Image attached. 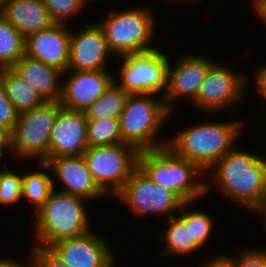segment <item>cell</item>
Here are the masks:
<instances>
[{"instance_id": "6da1fadb", "label": "cell", "mask_w": 266, "mask_h": 267, "mask_svg": "<svg viewBox=\"0 0 266 267\" xmlns=\"http://www.w3.org/2000/svg\"><path fill=\"white\" fill-rule=\"evenodd\" d=\"M212 170V171H211ZM207 172L221 195L254 212L266 193V169L263 156L235 146Z\"/></svg>"}, {"instance_id": "7a4b0ae2", "label": "cell", "mask_w": 266, "mask_h": 267, "mask_svg": "<svg viewBox=\"0 0 266 267\" xmlns=\"http://www.w3.org/2000/svg\"><path fill=\"white\" fill-rule=\"evenodd\" d=\"M137 166L152 182L171 190L184 203L203 199L212 187L201 180L205 172L196 163L178 156L167 146L140 151Z\"/></svg>"}, {"instance_id": "3957f363", "label": "cell", "mask_w": 266, "mask_h": 267, "mask_svg": "<svg viewBox=\"0 0 266 267\" xmlns=\"http://www.w3.org/2000/svg\"><path fill=\"white\" fill-rule=\"evenodd\" d=\"M242 124L238 119L230 122H199L169 137L166 146L207 173L234 147L242 135Z\"/></svg>"}, {"instance_id": "277c9868", "label": "cell", "mask_w": 266, "mask_h": 267, "mask_svg": "<svg viewBox=\"0 0 266 267\" xmlns=\"http://www.w3.org/2000/svg\"><path fill=\"white\" fill-rule=\"evenodd\" d=\"M85 198L52 191L49 199L34 214L35 243L32 246L49 247L55 242L71 239L89 232L91 221Z\"/></svg>"}, {"instance_id": "5b68a950", "label": "cell", "mask_w": 266, "mask_h": 267, "mask_svg": "<svg viewBox=\"0 0 266 267\" xmlns=\"http://www.w3.org/2000/svg\"><path fill=\"white\" fill-rule=\"evenodd\" d=\"M155 94H130L119 116L122 142L138 152L155 150L167 145L168 138L159 140L163 124L172 114L163 97Z\"/></svg>"}, {"instance_id": "8992f818", "label": "cell", "mask_w": 266, "mask_h": 267, "mask_svg": "<svg viewBox=\"0 0 266 267\" xmlns=\"http://www.w3.org/2000/svg\"><path fill=\"white\" fill-rule=\"evenodd\" d=\"M153 11L148 5L121 11L111 10L98 21L114 57L158 48L153 44L156 33V15Z\"/></svg>"}, {"instance_id": "52a82bcc", "label": "cell", "mask_w": 266, "mask_h": 267, "mask_svg": "<svg viewBox=\"0 0 266 267\" xmlns=\"http://www.w3.org/2000/svg\"><path fill=\"white\" fill-rule=\"evenodd\" d=\"M60 102H45L31 111L20 113L11 131V156L15 160L37 159L39 163L49 159L50 134L59 110Z\"/></svg>"}, {"instance_id": "ba28073f", "label": "cell", "mask_w": 266, "mask_h": 267, "mask_svg": "<svg viewBox=\"0 0 266 267\" xmlns=\"http://www.w3.org/2000/svg\"><path fill=\"white\" fill-rule=\"evenodd\" d=\"M121 59L119 79L114 82L129 94H155L164 97L168 86L170 57L155 48L149 51L129 53ZM121 80V81H120Z\"/></svg>"}, {"instance_id": "9c48e42d", "label": "cell", "mask_w": 266, "mask_h": 267, "mask_svg": "<svg viewBox=\"0 0 266 267\" xmlns=\"http://www.w3.org/2000/svg\"><path fill=\"white\" fill-rule=\"evenodd\" d=\"M138 153L133 146L121 143L88 147L83 157L98 187L115 197L137 167Z\"/></svg>"}, {"instance_id": "30bf717a", "label": "cell", "mask_w": 266, "mask_h": 267, "mask_svg": "<svg viewBox=\"0 0 266 267\" xmlns=\"http://www.w3.org/2000/svg\"><path fill=\"white\" fill-rule=\"evenodd\" d=\"M132 211L134 217L176 216L184 202L171 190L152 182L137 166L122 190L114 197Z\"/></svg>"}, {"instance_id": "8fae6325", "label": "cell", "mask_w": 266, "mask_h": 267, "mask_svg": "<svg viewBox=\"0 0 266 267\" xmlns=\"http://www.w3.org/2000/svg\"><path fill=\"white\" fill-rule=\"evenodd\" d=\"M246 74L237 73L225 64L215 61L210 66L196 99L191 104L208 115L213 113L215 115L216 112L220 113L226 107L235 105L236 101L239 102L244 98V92L251 87L252 81Z\"/></svg>"}, {"instance_id": "7c38bea8", "label": "cell", "mask_w": 266, "mask_h": 267, "mask_svg": "<svg viewBox=\"0 0 266 267\" xmlns=\"http://www.w3.org/2000/svg\"><path fill=\"white\" fill-rule=\"evenodd\" d=\"M215 62L204 55L181 54L168 68V86L164 101L168 110L173 114L174 102L185 98L193 102L200 90L210 66ZM176 100V101H175Z\"/></svg>"}, {"instance_id": "4fadbf2b", "label": "cell", "mask_w": 266, "mask_h": 267, "mask_svg": "<svg viewBox=\"0 0 266 267\" xmlns=\"http://www.w3.org/2000/svg\"><path fill=\"white\" fill-rule=\"evenodd\" d=\"M108 241L91 230L81 236L51 244L48 248L68 267H115Z\"/></svg>"}, {"instance_id": "5bb4252c", "label": "cell", "mask_w": 266, "mask_h": 267, "mask_svg": "<svg viewBox=\"0 0 266 267\" xmlns=\"http://www.w3.org/2000/svg\"><path fill=\"white\" fill-rule=\"evenodd\" d=\"M79 32L71 30L69 66L67 70H109L110 51L104 32L98 23H91ZM108 62V63H107Z\"/></svg>"}, {"instance_id": "9a60e30c", "label": "cell", "mask_w": 266, "mask_h": 267, "mask_svg": "<svg viewBox=\"0 0 266 267\" xmlns=\"http://www.w3.org/2000/svg\"><path fill=\"white\" fill-rule=\"evenodd\" d=\"M65 76V80L62 79L64 82L60 104L65 109L81 112L100 97L114 81V74L109 70H67L63 74V77Z\"/></svg>"}, {"instance_id": "2e32d148", "label": "cell", "mask_w": 266, "mask_h": 267, "mask_svg": "<svg viewBox=\"0 0 266 267\" xmlns=\"http://www.w3.org/2000/svg\"><path fill=\"white\" fill-rule=\"evenodd\" d=\"M88 147L87 118L84 112L62 107L50 134L49 158L83 155Z\"/></svg>"}, {"instance_id": "e0dca14e", "label": "cell", "mask_w": 266, "mask_h": 267, "mask_svg": "<svg viewBox=\"0 0 266 267\" xmlns=\"http://www.w3.org/2000/svg\"><path fill=\"white\" fill-rule=\"evenodd\" d=\"M45 163L63 186L57 191L88 201L107 196L94 181L83 155L49 158Z\"/></svg>"}, {"instance_id": "ac0fdd59", "label": "cell", "mask_w": 266, "mask_h": 267, "mask_svg": "<svg viewBox=\"0 0 266 267\" xmlns=\"http://www.w3.org/2000/svg\"><path fill=\"white\" fill-rule=\"evenodd\" d=\"M71 28L54 24L25 38V55L65 73L69 66Z\"/></svg>"}, {"instance_id": "d6986e66", "label": "cell", "mask_w": 266, "mask_h": 267, "mask_svg": "<svg viewBox=\"0 0 266 267\" xmlns=\"http://www.w3.org/2000/svg\"><path fill=\"white\" fill-rule=\"evenodd\" d=\"M46 102H60L63 72L26 55L12 67ZM61 83V84H60Z\"/></svg>"}, {"instance_id": "ffe728a7", "label": "cell", "mask_w": 266, "mask_h": 267, "mask_svg": "<svg viewBox=\"0 0 266 267\" xmlns=\"http://www.w3.org/2000/svg\"><path fill=\"white\" fill-rule=\"evenodd\" d=\"M0 14L24 38L55 24L42 0H10Z\"/></svg>"}, {"instance_id": "44dd1931", "label": "cell", "mask_w": 266, "mask_h": 267, "mask_svg": "<svg viewBox=\"0 0 266 267\" xmlns=\"http://www.w3.org/2000/svg\"><path fill=\"white\" fill-rule=\"evenodd\" d=\"M7 97L17 112L23 113L40 107L46 101L40 94L11 68L0 69Z\"/></svg>"}, {"instance_id": "7402d4cb", "label": "cell", "mask_w": 266, "mask_h": 267, "mask_svg": "<svg viewBox=\"0 0 266 267\" xmlns=\"http://www.w3.org/2000/svg\"><path fill=\"white\" fill-rule=\"evenodd\" d=\"M40 170L22 174V200H27L37 211L49 199L56 182L53 180L50 167L45 163H38ZM48 173V174H47Z\"/></svg>"}, {"instance_id": "603a6c76", "label": "cell", "mask_w": 266, "mask_h": 267, "mask_svg": "<svg viewBox=\"0 0 266 267\" xmlns=\"http://www.w3.org/2000/svg\"><path fill=\"white\" fill-rule=\"evenodd\" d=\"M169 225H167L166 231L157 236L160 241L165 244L162 254L167 257H185L191 252L199 251L202 248L195 242L191 240V234L189 233V225H185L177 216L170 217L168 220ZM162 238V239H161Z\"/></svg>"}, {"instance_id": "cb8c5ba5", "label": "cell", "mask_w": 266, "mask_h": 267, "mask_svg": "<svg viewBox=\"0 0 266 267\" xmlns=\"http://www.w3.org/2000/svg\"><path fill=\"white\" fill-rule=\"evenodd\" d=\"M130 94L114 81L106 91L84 110L87 120L119 118Z\"/></svg>"}, {"instance_id": "d4e9b609", "label": "cell", "mask_w": 266, "mask_h": 267, "mask_svg": "<svg viewBox=\"0 0 266 267\" xmlns=\"http://www.w3.org/2000/svg\"><path fill=\"white\" fill-rule=\"evenodd\" d=\"M193 204V202H185L181 206L177 217L185 225H189L191 240H195V242L202 248L208 244V240H210L209 237L212 236L211 233L214 231L216 223L212 216L209 215V212L202 209L196 210L194 207L193 209H189Z\"/></svg>"}, {"instance_id": "484cf974", "label": "cell", "mask_w": 266, "mask_h": 267, "mask_svg": "<svg viewBox=\"0 0 266 267\" xmlns=\"http://www.w3.org/2000/svg\"><path fill=\"white\" fill-rule=\"evenodd\" d=\"M25 55V38L0 14V69L11 68Z\"/></svg>"}, {"instance_id": "4316f807", "label": "cell", "mask_w": 266, "mask_h": 267, "mask_svg": "<svg viewBox=\"0 0 266 267\" xmlns=\"http://www.w3.org/2000/svg\"><path fill=\"white\" fill-rule=\"evenodd\" d=\"M87 130L89 147L123 143L118 118L87 120Z\"/></svg>"}, {"instance_id": "83f0119b", "label": "cell", "mask_w": 266, "mask_h": 267, "mask_svg": "<svg viewBox=\"0 0 266 267\" xmlns=\"http://www.w3.org/2000/svg\"><path fill=\"white\" fill-rule=\"evenodd\" d=\"M8 167V164H3L0 168V204L12 206L22 202V174Z\"/></svg>"}, {"instance_id": "f1b7e54d", "label": "cell", "mask_w": 266, "mask_h": 267, "mask_svg": "<svg viewBox=\"0 0 266 267\" xmlns=\"http://www.w3.org/2000/svg\"><path fill=\"white\" fill-rule=\"evenodd\" d=\"M42 2L56 24H67L68 19L72 20L87 7L83 0H42Z\"/></svg>"}, {"instance_id": "f546056e", "label": "cell", "mask_w": 266, "mask_h": 267, "mask_svg": "<svg viewBox=\"0 0 266 267\" xmlns=\"http://www.w3.org/2000/svg\"><path fill=\"white\" fill-rule=\"evenodd\" d=\"M238 253V254H237ZM236 256H231L235 260L236 267H266V249L239 248Z\"/></svg>"}, {"instance_id": "4dcf8cb0", "label": "cell", "mask_w": 266, "mask_h": 267, "mask_svg": "<svg viewBox=\"0 0 266 267\" xmlns=\"http://www.w3.org/2000/svg\"><path fill=\"white\" fill-rule=\"evenodd\" d=\"M18 116L19 113L7 97L4 84L0 79V126L12 131Z\"/></svg>"}, {"instance_id": "1f68e13d", "label": "cell", "mask_w": 266, "mask_h": 267, "mask_svg": "<svg viewBox=\"0 0 266 267\" xmlns=\"http://www.w3.org/2000/svg\"><path fill=\"white\" fill-rule=\"evenodd\" d=\"M29 253L34 267H68L63 260L56 256L48 247L31 246Z\"/></svg>"}, {"instance_id": "d6a6232c", "label": "cell", "mask_w": 266, "mask_h": 267, "mask_svg": "<svg viewBox=\"0 0 266 267\" xmlns=\"http://www.w3.org/2000/svg\"><path fill=\"white\" fill-rule=\"evenodd\" d=\"M221 253L220 255L207 258L208 260L202 262L201 267H236L235 260L231 254Z\"/></svg>"}, {"instance_id": "836d02e7", "label": "cell", "mask_w": 266, "mask_h": 267, "mask_svg": "<svg viewBox=\"0 0 266 267\" xmlns=\"http://www.w3.org/2000/svg\"><path fill=\"white\" fill-rule=\"evenodd\" d=\"M255 83L257 84V91L266 100V64L260 68H257L255 72Z\"/></svg>"}, {"instance_id": "e575fe53", "label": "cell", "mask_w": 266, "mask_h": 267, "mask_svg": "<svg viewBox=\"0 0 266 267\" xmlns=\"http://www.w3.org/2000/svg\"><path fill=\"white\" fill-rule=\"evenodd\" d=\"M5 150L11 154V131L0 126V159L5 156Z\"/></svg>"}, {"instance_id": "d590c367", "label": "cell", "mask_w": 266, "mask_h": 267, "mask_svg": "<svg viewBox=\"0 0 266 267\" xmlns=\"http://www.w3.org/2000/svg\"><path fill=\"white\" fill-rule=\"evenodd\" d=\"M27 259L25 260L27 262H24V264L23 262L16 261V259L14 261L10 259H1L0 267H34L31 255H29V258Z\"/></svg>"}, {"instance_id": "8d00e7d4", "label": "cell", "mask_w": 266, "mask_h": 267, "mask_svg": "<svg viewBox=\"0 0 266 267\" xmlns=\"http://www.w3.org/2000/svg\"><path fill=\"white\" fill-rule=\"evenodd\" d=\"M256 15L266 24V0H253Z\"/></svg>"}, {"instance_id": "74e56055", "label": "cell", "mask_w": 266, "mask_h": 267, "mask_svg": "<svg viewBox=\"0 0 266 267\" xmlns=\"http://www.w3.org/2000/svg\"><path fill=\"white\" fill-rule=\"evenodd\" d=\"M254 213H259V214H261L262 213V215H264L265 216V225H266V193H265V195H264V197H263V200H262V203L260 204V206L254 211Z\"/></svg>"}, {"instance_id": "f35d334b", "label": "cell", "mask_w": 266, "mask_h": 267, "mask_svg": "<svg viewBox=\"0 0 266 267\" xmlns=\"http://www.w3.org/2000/svg\"><path fill=\"white\" fill-rule=\"evenodd\" d=\"M10 0H0V11L7 5Z\"/></svg>"}, {"instance_id": "ab89813d", "label": "cell", "mask_w": 266, "mask_h": 267, "mask_svg": "<svg viewBox=\"0 0 266 267\" xmlns=\"http://www.w3.org/2000/svg\"><path fill=\"white\" fill-rule=\"evenodd\" d=\"M175 1H180V2H183L184 1V3H187V4L190 3V2L193 3L194 1L195 2H198V0H175Z\"/></svg>"}, {"instance_id": "60d3db41", "label": "cell", "mask_w": 266, "mask_h": 267, "mask_svg": "<svg viewBox=\"0 0 266 267\" xmlns=\"http://www.w3.org/2000/svg\"><path fill=\"white\" fill-rule=\"evenodd\" d=\"M85 2L86 5H88L87 3L93 1V0H83Z\"/></svg>"}, {"instance_id": "b9f144b4", "label": "cell", "mask_w": 266, "mask_h": 267, "mask_svg": "<svg viewBox=\"0 0 266 267\" xmlns=\"http://www.w3.org/2000/svg\"><path fill=\"white\" fill-rule=\"evenodd\" d=\"M264 161H265V169H266V156L264 157Z\"/></svg>"}]
</instances>
